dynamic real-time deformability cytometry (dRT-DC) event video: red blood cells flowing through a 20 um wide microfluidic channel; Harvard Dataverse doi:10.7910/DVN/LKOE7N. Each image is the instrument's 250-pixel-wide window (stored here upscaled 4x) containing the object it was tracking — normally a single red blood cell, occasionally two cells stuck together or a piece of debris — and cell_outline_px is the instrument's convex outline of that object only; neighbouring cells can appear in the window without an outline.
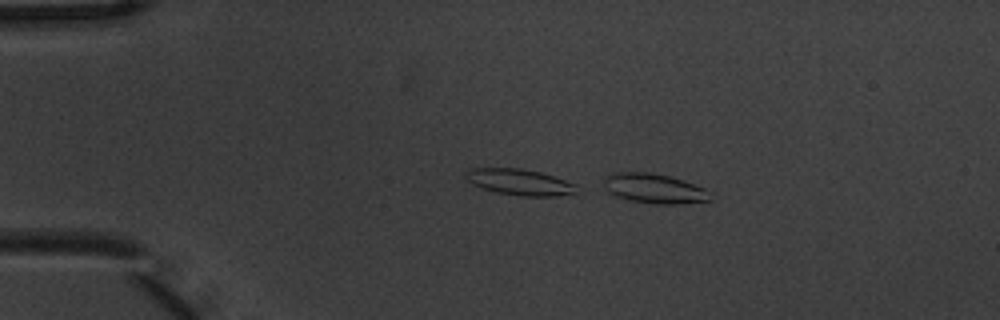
{"species": "common noctule bat (a hibernating species)", "species_latin": "Nyctalus noctula", "temperature_condition": "warm", "stored_images_in_passage": 5, "camera_frame_rate_fps": 3000, "um_per_image_px": 0.085, "animal": {"sex": "male", "body_mass_g": 20.1, "forearm_length_mm": 53.5}, "frame": {"image": 1, "passage_image": 3, "time_ms": 0.667, "image_size_px": [1000, 320], "cell_outline_px": [[712, 200], [680, 204], [652, 204], [628, 200], [616, 196], [608, 192], [604, 188], [604, 176], [612, 172], [648, 172], [668, 176], [684, 180], [704, 188]], "centroid_in_image_um": [55.55, 16.02], "position_along_channel_um": 29.4, "area_um2": 18.55}}